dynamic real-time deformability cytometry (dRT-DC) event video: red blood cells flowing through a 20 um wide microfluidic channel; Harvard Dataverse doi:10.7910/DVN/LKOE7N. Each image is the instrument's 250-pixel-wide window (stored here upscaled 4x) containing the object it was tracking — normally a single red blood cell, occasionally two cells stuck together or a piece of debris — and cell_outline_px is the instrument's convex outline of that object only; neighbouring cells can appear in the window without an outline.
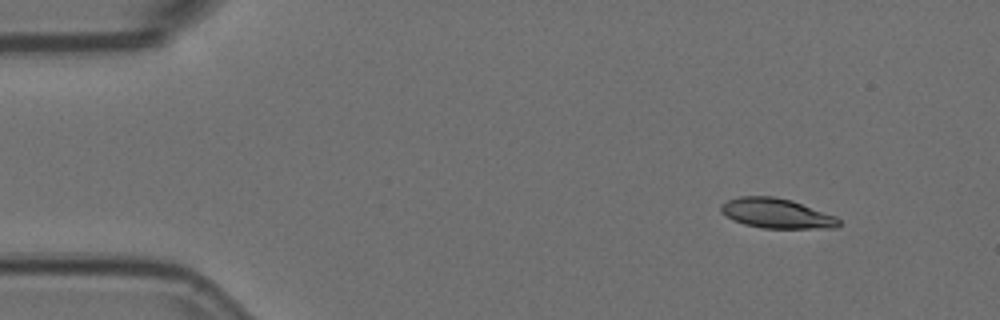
{"species": "Egyptian fruit bat (a non-hibernating species)", "species_latin": "Rousettus aegyptiacus", "temperature_condition": "room temperature", "stored_images_in_passage": 3, "camera_frame_rate_fps": 3000, "um_per_image_px": 0.085, "animal": {"sex": "female"}, "frame": {"image": 1, "passage_image": 3, "time_ms": 0.667, "image_size_px": [1000, 320], "cell_outline_px": [[840, 224], [836, 228], [760, 228], [744, 224], [732, 220], [720, 212], [720, 204], [728, 200], [740, 196], [776, 196], [792, 200], [836, 216], [840, 220]], "centroid_in_image_um": [65.99, 18.13], "position_along_channel_um": 19.0, "area_um2": 20.69}}